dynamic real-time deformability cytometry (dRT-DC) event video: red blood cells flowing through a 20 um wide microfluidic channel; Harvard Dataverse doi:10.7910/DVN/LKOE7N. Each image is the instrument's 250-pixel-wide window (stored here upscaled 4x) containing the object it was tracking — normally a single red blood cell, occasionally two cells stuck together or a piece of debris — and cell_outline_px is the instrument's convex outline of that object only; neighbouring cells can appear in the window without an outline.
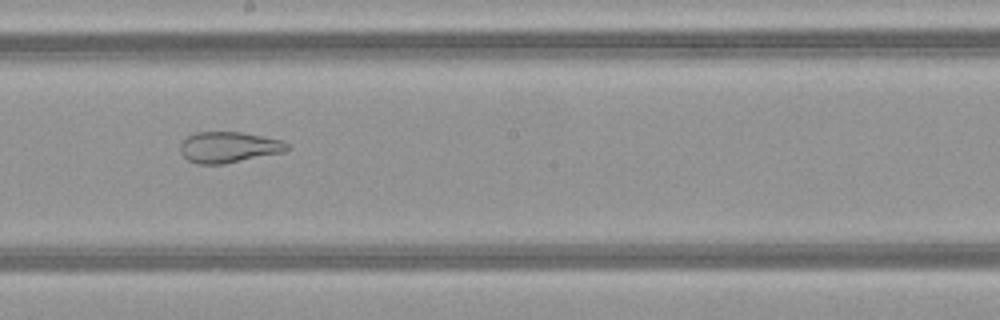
{"species": "common noctule bat (a hibernating species)", "species_latin": "Nyctalus noctula", "temperature_condition": "warm", "stored_images_in_passage": 39, "camera_frame_rate_fps": 3000, "um_per_image_px": 0.085, "animal": {"sex": "female", "body_mass_g": 21.9}, "frame": {"image": 1, "passage_image": 17, "time_ms": 5.333, "image_size_px": [1000, 320], "cell_outline_px": [[288, 148], [284, 152], [224, 164], [196, 164], [188, 160], [180, 152], [180, 144], [188, 136], [196, 132], [240, 132], [284, 140], [288, 144]], "centroid_in_image_um": [19.44, 12.51], "position_along_channel_um": 228.8, "area_um2": 19.25}}
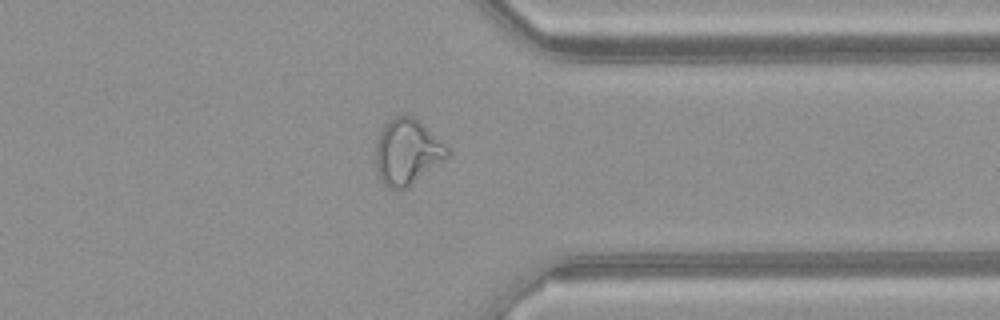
{"frame": {"image": 2, "passage_image": 28, "time_ms": 9.0, "image_size_px": [1000, 320], "cell_outline_px": [[452, 156], [408, 188], [388, 188], [384, 184], [376, 168], [376, 144], [384, 124], [388, 120], [400, 112], [416, 116], [452, 148]], "centroid_in_image_um": [34.71, 12.86], "position_along_channel_um": 376.7, "area_um2": 28.55}, "authors_computed_cell_mechanics": {"area_um2": 25.8366, "velocity_mm_per_s": 4.1689, "shape_relaxation_time_tau1_ms": null, "shape_relaxation_time_tau2_ms": 1.2063, "deformation_change_tau1": null, "deformation_change_tau2": 0.1031}}